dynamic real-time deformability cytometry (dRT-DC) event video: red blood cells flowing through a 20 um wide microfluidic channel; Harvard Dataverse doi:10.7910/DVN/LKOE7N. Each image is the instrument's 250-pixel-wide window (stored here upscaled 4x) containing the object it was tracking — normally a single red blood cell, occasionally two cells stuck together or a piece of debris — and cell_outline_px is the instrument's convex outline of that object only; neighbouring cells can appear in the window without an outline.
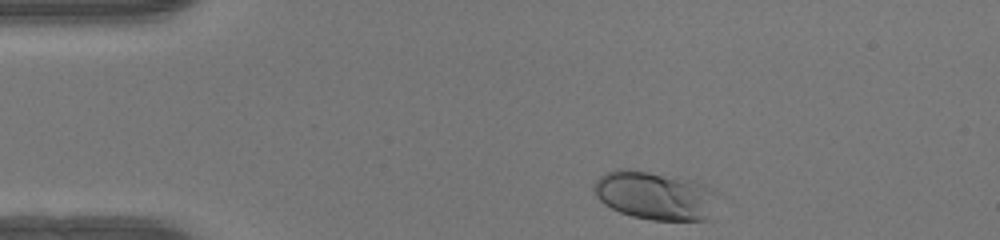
{"species": "human", "species_latin": "Homo sapiens", "temperature_condition": "warm", "stored_images_in_passage": 34, "camera_frame_rate_fps": 3000, "um_per_image_px": 0.085, "donor": {"sex": "female"}, "frame": {"image": 1, "passage_image": 1, "time_ms": 0.0, "image_size_px": [1000, 240], "cell_outline_px": [[716, 192], [708, 220], [652, 220], [632, 216], [620, 212], [604, 204], [596, 196], [592, 188], [592, 184], [604, 172], [616, 168], [628, 168], [676, 176], [696, 180], [712, 188]], "centroid_in_image_um": [55.62, 16.58], "position_along_channel_um": 29.4, "area_um2": 35.26}}
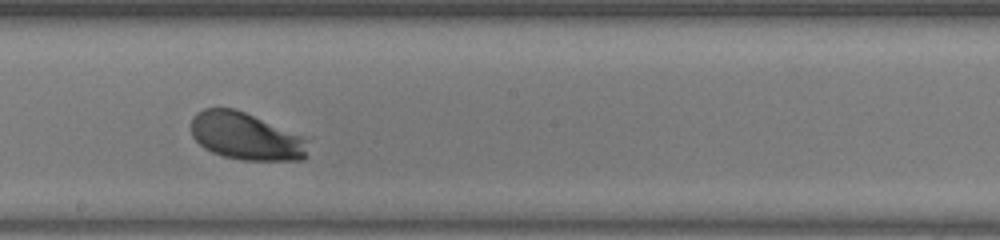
{"frame": {"image": 2, "passage_image": 20, "time_ms": 6.333, "image_size_px": [1000, 240], "cell_outline_px": [[308, 156], [304, 160], [244, 160], [224, 156], [212, 152], [204, 148], [192, 136], [192, 116], [196, 112], [204, 108], [236, 108], [300, 136], [304, 140]], "centroid_in_image_um": [20.84, 11.58], "position_along_channel_um": 227.4, "area_um2": 31.79}}
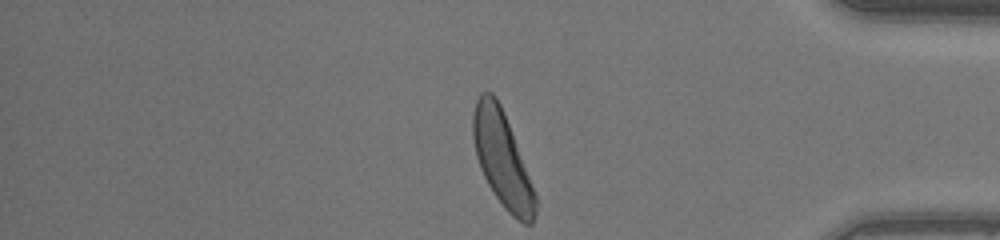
{"frame": {"image": 3, "passage_image": 34, "time_ms": 11.0, "image_size_px": [1000, 240], "cell_outline_px": [[536, 216], [532, 224], [524, 224], [512, 216], [504, 208], [488, 184], [480, 168], [476, 156], [472, 136], [472, 116], [476, 100], [480, 92], [492, 92], [496, 96], [504, 112], [536, 196]], "centroid_in_image_um": [42.66, 13.52], "position_along_channel_um": 392.5, "area_um2": 34.16}, "authors_computed_cell_mechanics": {"area_um2": 32.2524, "velocity_mm_per_s": 4.121, "shape_relaxation_time_tau1_ms": 1.1213, "shape_relaxation_time_tau2_ms": null, "deformation_change_tau1": 0.124, "deformation_change_tau2": null}}